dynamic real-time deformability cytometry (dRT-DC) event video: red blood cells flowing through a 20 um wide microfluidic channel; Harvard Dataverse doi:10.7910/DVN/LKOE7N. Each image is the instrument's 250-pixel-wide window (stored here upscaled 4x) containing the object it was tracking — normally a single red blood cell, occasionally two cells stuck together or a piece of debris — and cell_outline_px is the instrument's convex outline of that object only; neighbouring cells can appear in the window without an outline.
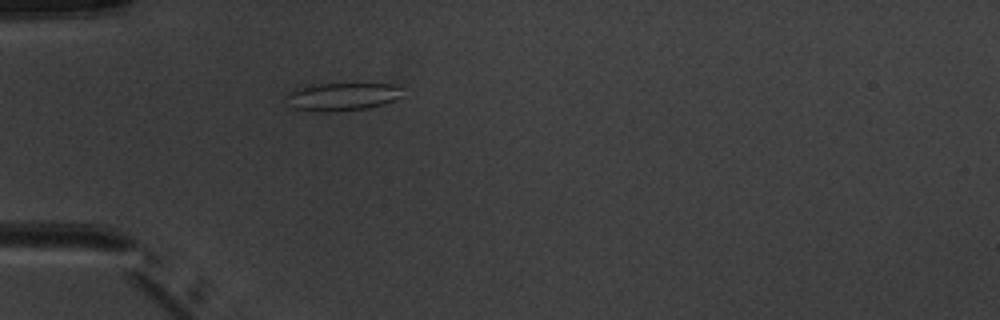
{"species": "common noctule bat (a hibernating species)", "species_latin": "Nyctalus noctula", "temperature_condition": "warm", "stored_images_in_passage": 4, "camera_frame_rate_fps": 3000, "um_per_image_px": 0.085, "animal": {"sex": "male", "body_mass_g": 20.1, "forearm_length_mm": 53.5}, "frame": {"image": 1, "passage_image": 4, "time_ms": 4.333, "image_size_px": [1000, 320], "cell_outline_px": [[400, 96], [384, 104], [368, 108], [328, 112], [324, 112], [296, 108], [284, 96], [288, 92], [296, 88], [320, 84], [392, 84], [400, 88]], "centroid_in_image_um": [29.07, 8.21], "position_along_channel_um": 55.9, "area_um2": 18.44}}